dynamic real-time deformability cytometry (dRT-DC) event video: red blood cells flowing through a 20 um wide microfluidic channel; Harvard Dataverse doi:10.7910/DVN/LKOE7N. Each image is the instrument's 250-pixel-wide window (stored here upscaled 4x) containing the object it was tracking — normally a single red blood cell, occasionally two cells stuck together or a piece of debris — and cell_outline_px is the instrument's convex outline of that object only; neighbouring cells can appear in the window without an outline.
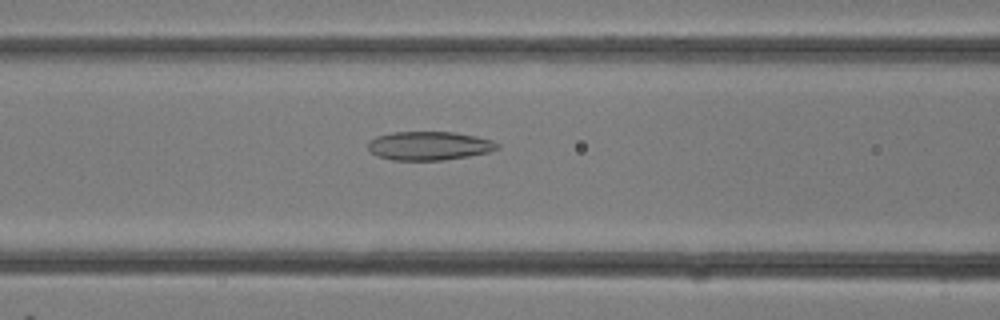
{"species": "common noctule bat (a hibernating species)", "species_latin": "Nyctalus noctula", "temperature_condition": "room temperature", "stored_images_in_passage": 24, "camera_frame_rate_fps": 3000, "um_per_image_px": 0.085, "animal": {"sex": "female"}, "frame": {"image": 1, "passage_image": 5, "time_ms": 1.333, "image_size_px": [1000, 320], "cell_outline_px": [[500, 148], [488, 152], [468, 156], [444, 160], [392, 160], [376, 156], [368, 148], [368, 140], [376, 136], [392, 132], [456, 132], [476, 136], [492, 140], [500, 144]], "centroid_in_image_um": [36.47, 12.39], "position_along_channel_um": 130.1, "area_um2": 21.79}}
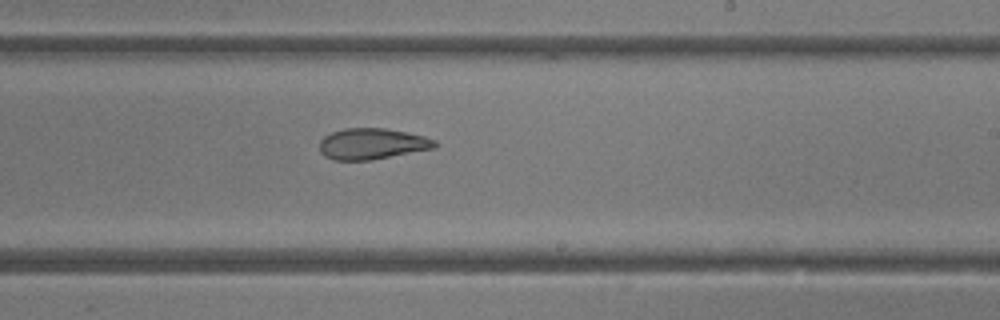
{"frame": {"image": 2, "passage_image": 11, "time_ms": 3.333, "image_size_px": [1000, 320], "cell_outline_px": [[440, 144], [436, 148], [372, 160], [332, 160], [324, 156], [320, 152], [320, 140], [324, 136], [332, 132], [344, 128], [384, 128], [424, 136], [436, 140]], "centroid_in_image_um": [31.64, 12.23], "position_along_channel_um": 257.4, "area_um2": 21.04}}
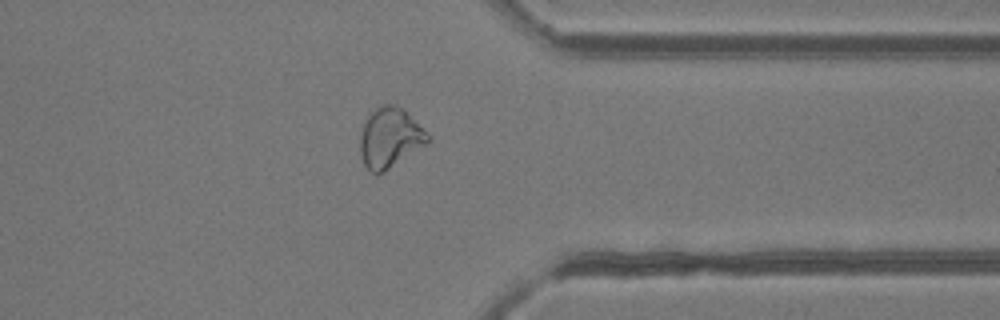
{"frame": {"image": 3, "passage_image": 17, "time_ms": 5.333, "image_size_px": [1000, 320], "cell_outline_px": [[432, 140], [428, 144], [384, 172], [372, 172], [364, 164], [360, 156], [360, 132], [368, 116], [376, 108], [384, 104], [396, 104], [428, 132], [432, 136]], "centroid_in_image_um": [33.17, 11.72], "position_along_channel_um": 378.2, "area_um2": 23.64}}